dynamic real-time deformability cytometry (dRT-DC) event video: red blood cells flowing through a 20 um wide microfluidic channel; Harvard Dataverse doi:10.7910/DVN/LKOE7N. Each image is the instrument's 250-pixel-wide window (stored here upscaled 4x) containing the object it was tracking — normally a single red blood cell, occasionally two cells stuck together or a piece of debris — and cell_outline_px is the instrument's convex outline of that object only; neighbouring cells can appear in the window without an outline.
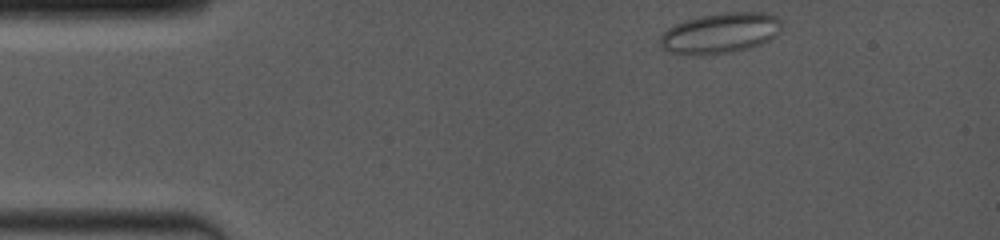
{"species": "common noctule bat (a hibernating species)", "species_latin": "Nyctalus noctula", "temperature_condition": "room temperature", "stored_images_in_passage": 30, "camera_frame_rate_fps": 4000, "um_per_image_px": 0.085, "animal": {"sex": "female", "body_mass_g": 19.0, "forearm_length_mm": 53.3}, "frame": {"image": 1, "passage_image": 1, "time_ms": 0.0, "image_size_px": [1000, 240], "cell_outline_px": [[780, 32], [776, 36], [752, 48], [712, 56], [688, 56], [672, 52], [664, 48], [660, 44], [660, 40], [664, 32], [668, 28], [684, 20], [700, 16], [724, 12], [768, 12], [776, 16], [780, 20]], "centroid_in_image_um": [61.24, 2.83], "position_along_channel_um": 23.8, "area_um2": 29.13}}
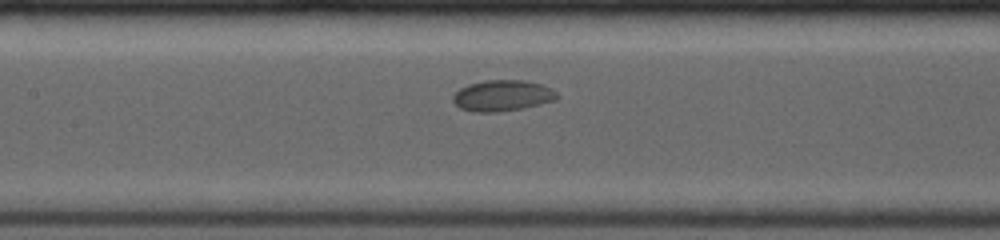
{"frame": {"image": 2, "passage_image": 13, "time_ms": 5.5, "image_size_px": [1000, 240], "cell_outline_px": [[560, 96], [556, 100], [524, 108], [496, 112], [472, 112], [460, 108], [452, 100], [452, 96], [460, 88], [468, 84], [488, 80], [524, 80], [540, 84], [556, 92]], "centroid_in_image_um": [42.69, 8.13], "position_along_channel_um": 164.7, "area_um2": 18.79}}
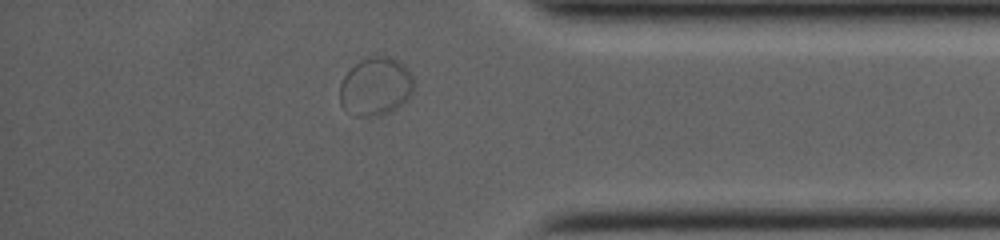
{"frame": {"image": 3, "passage_image": 26, "time_ms": 11.75, "image_size_px": [1000, 240], "cell_outline_px": [[416, 84], [412, 96], [396, 108], [380, 116], [356, 116], [344, 108], [340, 104], [340, 84], [344, 76], [360, 60], [368, 56], [388, 56], [404, 64], [408, 68]], "centroid_in_image_um": [31.97, 7.35], "position_along_channel_um": 403.2, "area_um2": 25.37}, "authors_computed_cell_mechanics": {"area_um2": 19.5075, "velocity_mm_per_s": 3.9198, "shape_relaxation_time_tau1_ms": 2.7024, "shape_relaxation_time_tau2_ms": null, "deformation_change_tau1": 0.0548, "deformation_change_tau2": null}}